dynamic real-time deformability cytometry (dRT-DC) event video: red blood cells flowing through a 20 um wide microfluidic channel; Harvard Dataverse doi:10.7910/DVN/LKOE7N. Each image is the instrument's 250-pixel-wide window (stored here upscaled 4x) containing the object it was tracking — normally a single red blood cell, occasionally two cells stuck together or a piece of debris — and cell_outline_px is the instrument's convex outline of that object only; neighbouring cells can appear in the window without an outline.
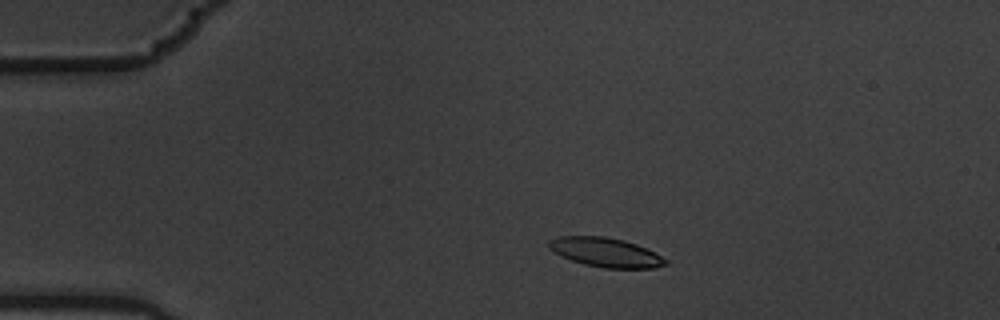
{"species": "common noctule bat (a hibernating species)", "species_latin": "Nyctalus noctula", "temperature_condition": "warm", "stored_images_in_passage": 3, "camera_frame_rate_fps": 3000, "um_per_image_px": 0.085, "animal": {"sex": "male", "body_mass_g": 19.5, "forearm_length_mm": 54.6}, "frame": {"image": 1, "passage_image": 2, "time_ms": 0.333, "image_size_px": [1000, 320], "cell_outline_px": [[668, 264], [656, 268], [604, 268], [584, 264], [572, 260], [548, 248], [548, 240], [560, 236], [604, 236], [624, 240], [636, 244], [656, 252], [668, 260]], "centroid_in_image_um": [51.53, 21.45], "position_along_channel_um": 33.5, "area_um2": 19.88}}